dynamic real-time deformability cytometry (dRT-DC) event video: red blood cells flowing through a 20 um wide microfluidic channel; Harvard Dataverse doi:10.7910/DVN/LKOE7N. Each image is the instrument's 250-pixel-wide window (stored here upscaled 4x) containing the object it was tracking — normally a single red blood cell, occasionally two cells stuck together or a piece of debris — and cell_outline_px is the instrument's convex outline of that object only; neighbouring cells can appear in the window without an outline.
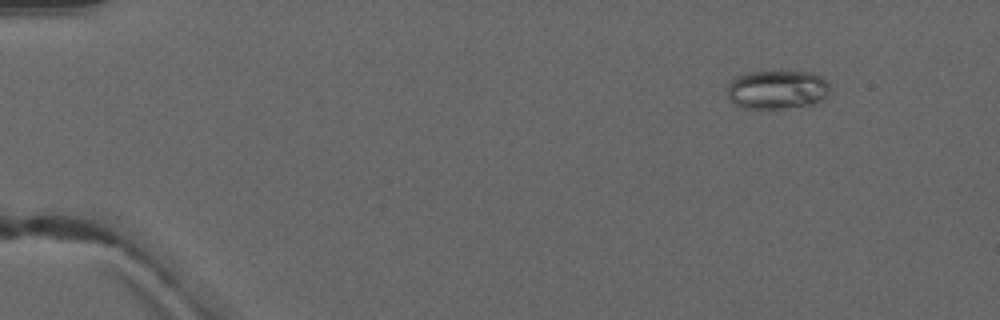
{"species": "common noctule bat (a hibernating species)", "species_latin": "Nyctalus noctula", "temperature_condition": "warm", "stored_images_in_passage": 4, "camera_frame_rate_fps": 3000, "um_per_image_px": 0.085, "animal": {"sex": "male", "forearm_length_mm": 52.5}, "frame": {"image": 1, "passage_image": 2, "time_ms": 1.0, "image_size_px": [1000, 320], "cell_outline_px": [[832, 92], [820, 104], [784, 108], [740, 108], [732, 104], [728, 100], [728, 84], [736, 76], [748, 72], [788, 68], [812, 72], [828, 80], [832, 88]], "centroid_in_image_um": [66.14, 7.58], "position_along_channel_um": 18.9, "area_um2": 24.85}}